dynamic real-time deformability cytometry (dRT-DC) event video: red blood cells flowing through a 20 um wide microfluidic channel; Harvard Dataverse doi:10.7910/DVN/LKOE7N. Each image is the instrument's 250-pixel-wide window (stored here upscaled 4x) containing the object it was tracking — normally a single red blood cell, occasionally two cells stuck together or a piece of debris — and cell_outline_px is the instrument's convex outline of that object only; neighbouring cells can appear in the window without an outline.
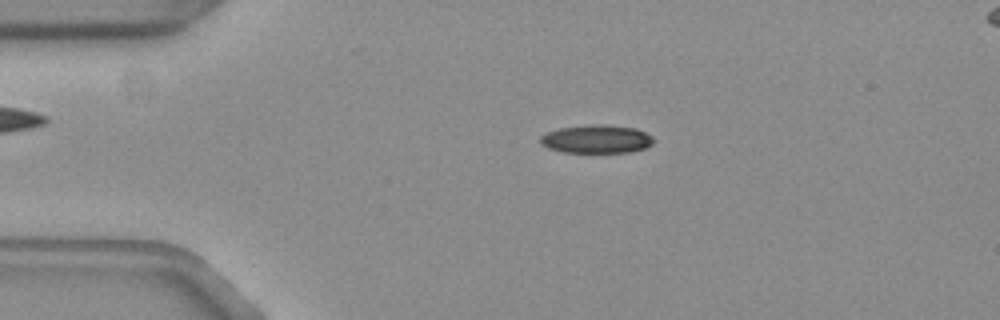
{"species": "common noctule bat (a hibernating species)", "species_latin": "Nyctalus noctula", "temperature_condition": "warm", "stored_images_in_passage": 51, "camera_frame_rate_fps": 3000, "um_per_image_px": 0.085, "animal": {"sex": "female", "body_mass_g": 19.3, "forearm_length_mm": 54.1}, "frame": {"image": 1, "passage_image": 8, "time_ms": 2.333, "image_size_px": [1000, 320], "cell_outline_px": [[656, 140], [652, 144], [644, 148], [628, 152], [564, 152], [548, 148], [540, 140], [540, 136], [548, 132], [560, 128], [592, 124], [604, 124], [636, 128], [652, 136]], "centroid_in_image_um": [50.74, 11.81], "position_along_channel_um": 34.3, "area_um2": 18.55}}
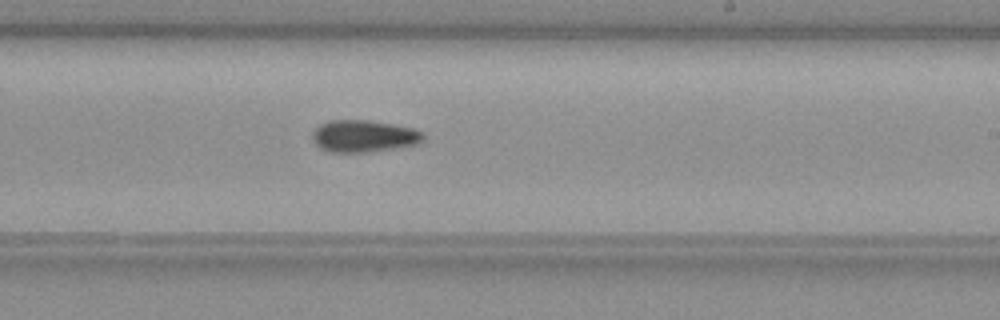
{"frame": {"image": 2, "passage_image": 29, "time_ms": 9.333, "image_size_px": [1000, 320], "cell_outline_px": [[424, 136], [416, 144], [392, 148], [364, 152], [332, 152], [320, 148], [312, 140], [312, 132], [320, 124], [328, 120], [368, 120], [392, 124], [412, 128], [424, 132]], "centroid_in_image_um": [30.87, 11.55], "position_along_channel_um": 258.1, "area_um2": 20.46}}
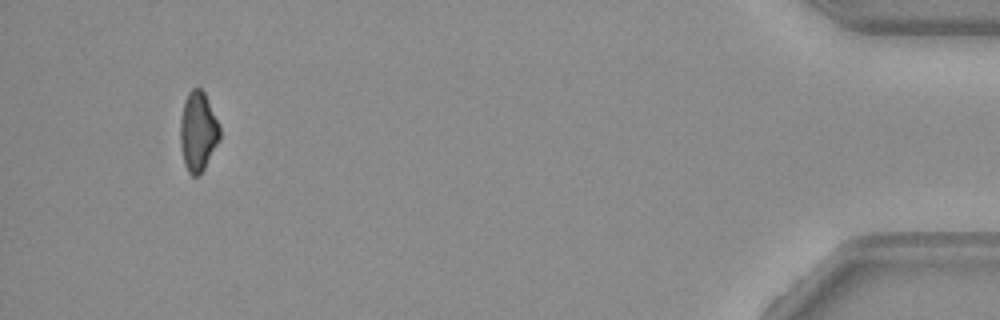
{"frame": {"image": 3, "passage_image": 48, "time_ms": 15.667, "image_size_px": [1000, 320], "cell_outline_px": [[220, 140], [200, 176], [192, 176], [188, 172], [184, 164], [180, 148], [180, 120], [184, 100], [188, 92], [192, 88], [200, 88], [204, 92], [220, 128]], "centroid_in_image_um": [16.81, 11.21], "position_along_channel_um": 418.4, "area_um2": 18.44}}